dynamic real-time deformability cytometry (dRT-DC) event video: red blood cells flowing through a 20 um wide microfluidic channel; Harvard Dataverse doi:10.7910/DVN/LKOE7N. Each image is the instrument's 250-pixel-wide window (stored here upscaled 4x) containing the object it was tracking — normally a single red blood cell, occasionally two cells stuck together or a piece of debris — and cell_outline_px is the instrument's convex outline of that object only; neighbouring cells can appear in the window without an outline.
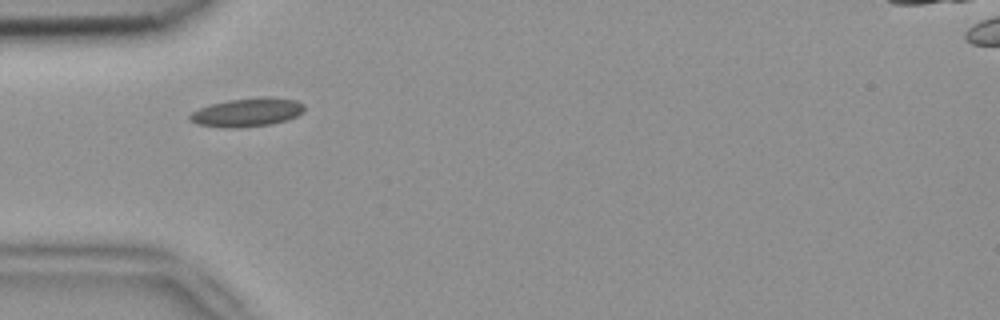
{"species": "common noctule bat (a hibernating species)", "species_latin": "Nyctalus noctula", "temperature_condition": "room temperature", "stored_images_in_passage": 9, "camera_frame_rate_fps": 3000, "um_per_image_px": 0.085, "animal": {"sex": "female", "body_mass_g": 18.4}, "frame": {"image": 1, "passage_image": 3, "time_ms": 0.667, "image_size_px": [1000, 320], "cell_outline_px": [[304, 112], [288, 120], [272, 124], [236, 128], [228, 128], [196, 124], [188, 120], [188, 116], [192, 112], [200, 108], [212, 104], [228, 100], [260, 96], [268, 96], [296, 100], [304, 104]], "centroid_in_image_um": [21.03, 9.54], "position_along_channel_um": 64.0, "area_um2": 19.31}}
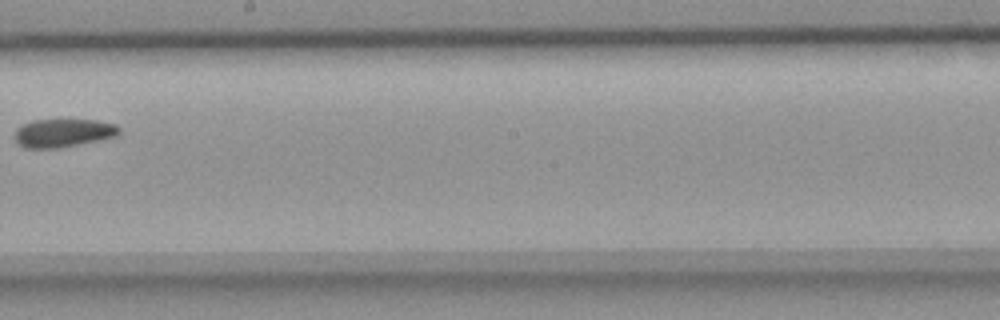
{"frame": {"image": 2, "passage_image": 7, "time_ms": 2.0, "image_size_px": [1000, 320], "cell_outline_px": [[120, 132], [116, 136], [100, 140], [60, 148], [28, 148], [20, 144], [16, 140], [16, 128], [20, 124], [32, 120], [96, 120], [116, 124], [120, 128]], "centroid_in_image_um": [5.39, 11.29], "position_along_channel_um": 242.8, "area_um2": 17.22}}
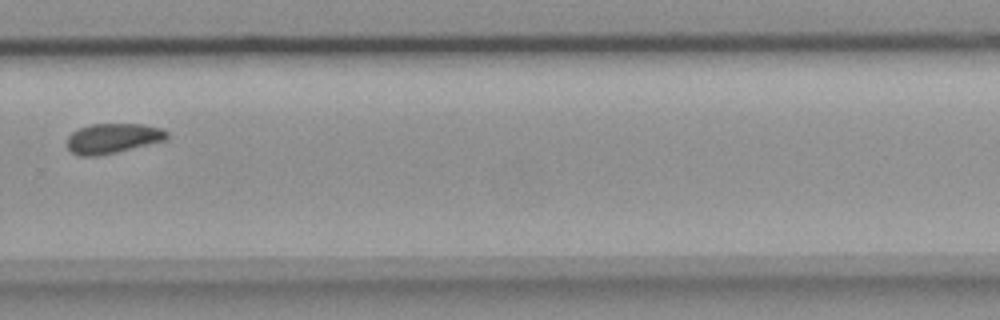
{"frame": {"image": 3, "passage_image": 9, "time_ms": 2.667, "image_size_px": [1000, 320], "cell_outline_px": [[168, 136], [164, 140], [116, 152], [96, 156], [80, 156], [72, 152], [68, 148], [68, 136], [72, 132], [80, 128], [92, 124], [144, 124], [160, 128], [168, 132]], "centroid_in_image_um": [9.57, 11.75], "position_along_channel_um": 320.2, "area_um2": 17.17}}